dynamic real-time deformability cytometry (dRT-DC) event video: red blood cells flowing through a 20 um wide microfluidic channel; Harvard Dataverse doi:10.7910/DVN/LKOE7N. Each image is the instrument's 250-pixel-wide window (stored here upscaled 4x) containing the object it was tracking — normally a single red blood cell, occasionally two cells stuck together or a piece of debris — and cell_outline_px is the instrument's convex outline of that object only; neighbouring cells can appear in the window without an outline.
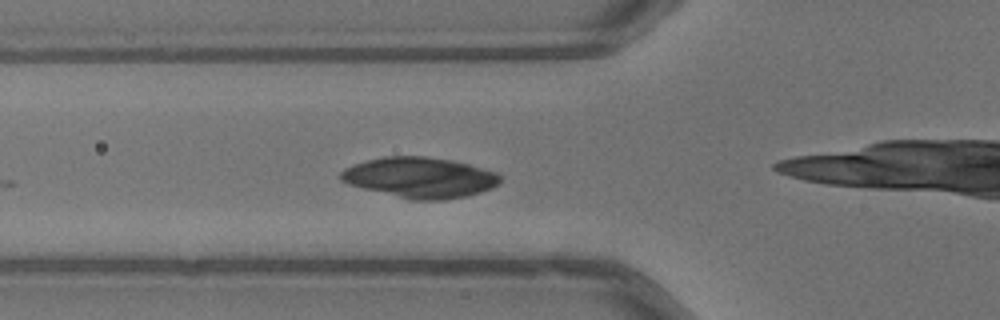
{"species": "common noctule bat (a hibernating species)", "species_latin": "Nyctalus noctula", "temperature_condition": "warm", "stored_images_in_passage": 10, "camera_frame_rate_fps": 3000, "um_per_image_px": 0.085, "animal": {"sex": "male", "body_mass_g": 13.3}, "frame": {"image": 1, "passage_image": 5, "time_ms": 1.333, "image_size_px": [1000, 320], "cell_outline_px": [[500, 180], [492, 188], [468, 196], [444, 200], [412, 200], [348, 184], [340, 180], [340, 172], [344, 168], [352, 164], [384, 156], [424, 156], [452, 160], [468, 164], [496, 172], [500, 176]], "centroid_in_image_um": [35.68, 15.09], "position_along_channel_um": 90.1, "area_um2": 37.51}}